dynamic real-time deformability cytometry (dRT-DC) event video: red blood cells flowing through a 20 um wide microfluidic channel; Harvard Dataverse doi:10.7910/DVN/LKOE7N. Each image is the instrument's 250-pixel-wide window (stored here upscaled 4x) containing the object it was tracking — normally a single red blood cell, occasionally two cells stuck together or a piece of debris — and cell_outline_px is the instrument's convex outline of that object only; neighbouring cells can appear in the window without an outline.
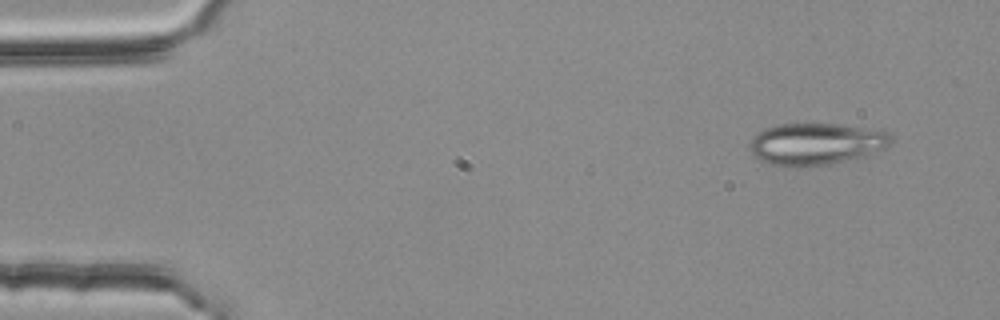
{"species": "common noctule bat (a hibernating species)", "species_latin": "Nyctalus noctula", "temperature_condition": "room temperature", "stored_images_in_passage": 50, "camera_frame_rate_fps": 3000, "um_per_image_px": 0.085, "animal": {"sex": "female", "body_mass_g": 25.1}, "frame": {"image": 1, "passage_image": 1, "time_ms": 0.0, "image_size_px": [1000, 320], "cell_outline_px": [[892, 140], [884, 148], [864, 156], [828, 164], [800, 168], [788, 168], [768, 164], [760, 160], [748, 148], [748, 144], [752, 136], [756, 132], [764, 128], [780, 124], [836, 124], [888, 132], [892, 136]], "centroid_in_image_um": [69.26, 12.25], "position_along_channel_um": 15.7, "area_um2": 34.62}}
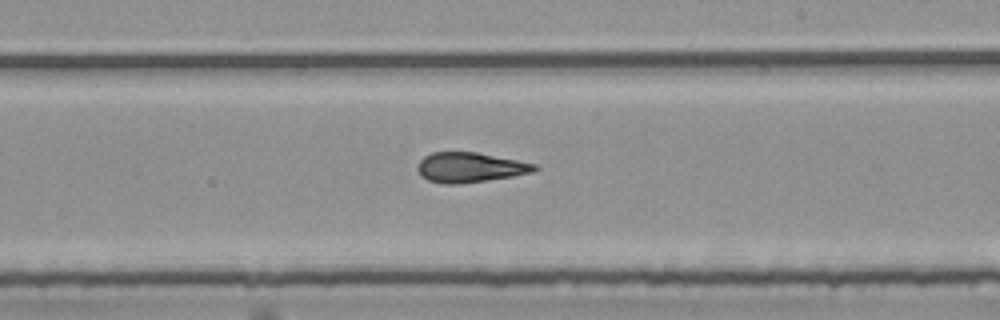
{"frame": {"image": 2, "passage_image": 28, "time_ms": 9.0, "image_size_px": [1000, 320], "cell_outline_px": [[540, 168], [532, 172], [512, 176], [484, 180], [452, 184], [444, 184], [428, 180], [416, 168], [420, 160], [424, 156], [432, 152], [476, 152], [536, 164]], "centroid_in_image_um": [39.94, 14.21], "position_along_channel_um": 249.1, "area_um2": 20.0}}
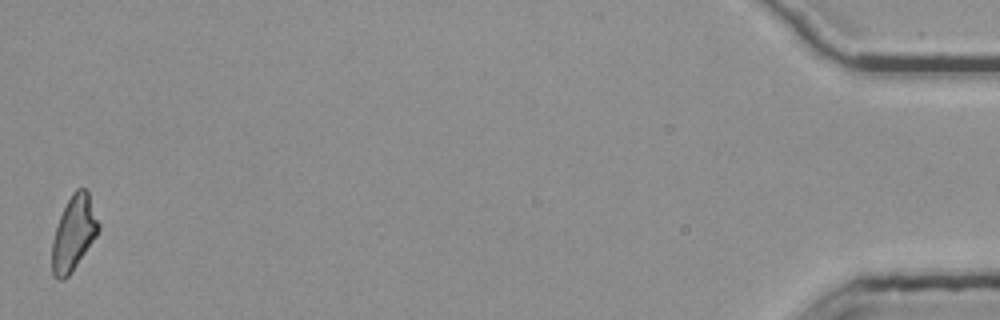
{"frame": {"image": 3, "passage_image": 50, "time_ms": 16.333, "image_size_px": [1000, 320], "cell_outline_px": [[100, 228], [96, 236], [68, 276], [60, 280], [56, 280], [52, 276], [52, 240], [60, 216], [72, 192], [76, 188], [84, 188], [88, 192], [100, 224]], "centroid_in_image_um": [6.26, 19.82], "position_along_channel_um": 428.9, "area_um2": 19.94}, "authors_computed_cell_mechanics": {"area_um2": 20.6346, "velocity_mm_per_s": 3.8014, "shape_relaxation_time_tau1_ms": null, "shape_relaxation_time_tau2_ms": 2.131, "deformation_change_tau1": null, "deformation_change_tau2": 0.0962}}